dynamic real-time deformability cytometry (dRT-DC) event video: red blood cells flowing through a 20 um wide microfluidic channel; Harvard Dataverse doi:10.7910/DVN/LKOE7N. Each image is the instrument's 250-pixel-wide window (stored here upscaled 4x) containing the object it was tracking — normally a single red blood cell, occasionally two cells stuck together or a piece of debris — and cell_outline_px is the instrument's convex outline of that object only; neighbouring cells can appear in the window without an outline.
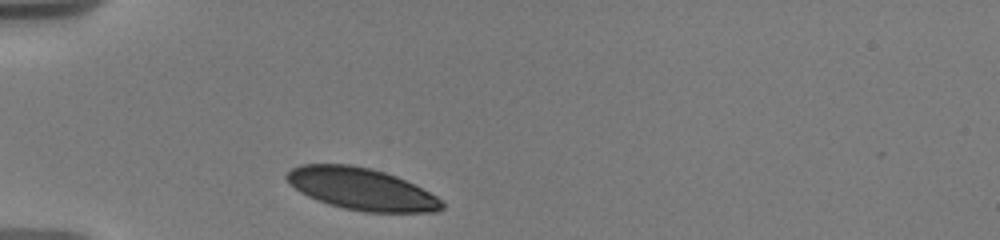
{"species": "human", "species_latin": "Homo sapiens", "temperature_condition": "warm", "stored_images_in_passage": 3, "camera_frame_rate_fps": 3000, "um_per_image_px": 0.085, "donor": {"sex": "male"}, "frame": {"image": 1, "passage_image": 1, "time_ms": 0.0, "image_size_px": [1000, 240], "cell_outline_px": [[444, 208], [436, 212], [364, 212], [344, 208], [328, 204], [308, 196], [300, 192], [284, 176], [292, 168], [300, 164], [352, 164], [372, 168], [396, 176], [436, 196], [444, 204]], "centroid_in_image_um": [30.71, 16.06], "position_along_channel_um": 54.3, "area_um2": 37.69}}
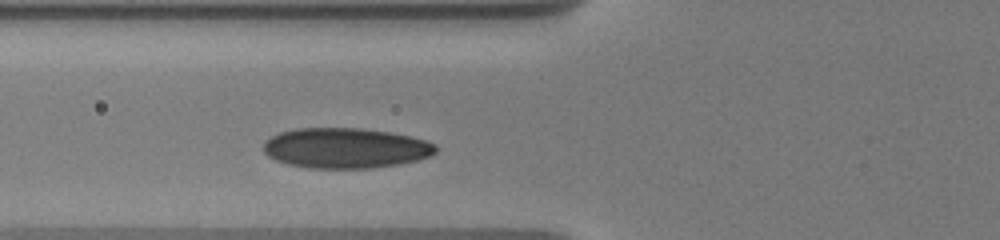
{"frame": {"image": 2, "passage_image": 3, "time_ms": 1.667, "image_size_px": [1000, 240], "cell_outline_px": [[436, 152], [428, 156], [416, 160], [400, 164], [372, 168], [308, 168], [288, 164], [276, 160], [268, 156], [264, 152], [264, 140], [280, 132], [296, 128], [360, 128], [388, 132], [408, 136], [424, 140], [436, 144]], "centroid_in_image_um": [29.34, 12.59], "position_along_channel_um": 96.5, "area_um2": 40.34}}